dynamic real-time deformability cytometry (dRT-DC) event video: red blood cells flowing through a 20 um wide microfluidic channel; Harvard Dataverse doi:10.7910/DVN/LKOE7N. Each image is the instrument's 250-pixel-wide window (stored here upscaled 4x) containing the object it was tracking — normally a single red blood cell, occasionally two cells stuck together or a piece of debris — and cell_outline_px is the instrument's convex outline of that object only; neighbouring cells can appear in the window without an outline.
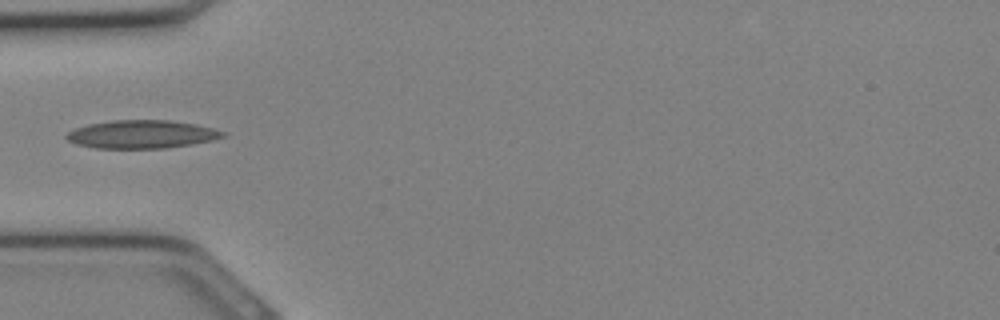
{"species": "Egyptian fruit bat (a non-hibernating species)", "species_latin": "Rousettus aegyptiacus", "temperature_condition": "cold", "stored_images_in_passage": 12, "camera_frame_rate_fps": 3000, "um_per_image_px": 0.085, "animal": {"sex": "female"}, "frame": {"image": 1, "passage_image": 1, "time_ms": 0.0, "image_size_px": [1000, 320], "cell_outline_px": [[228, 136], [212, 140], [164, 148], [96, 148], [76, 144], [68, 140], [64, 136], [68, 132], [76, 128], [88, 124], [112, 120], [168, 120], [196, 124], [212, 128], [224, 132]], "centroid_in_image_um": [12.03, 11.41], "position_along_channel_um": 73.0, "area_um2": 25.49}}
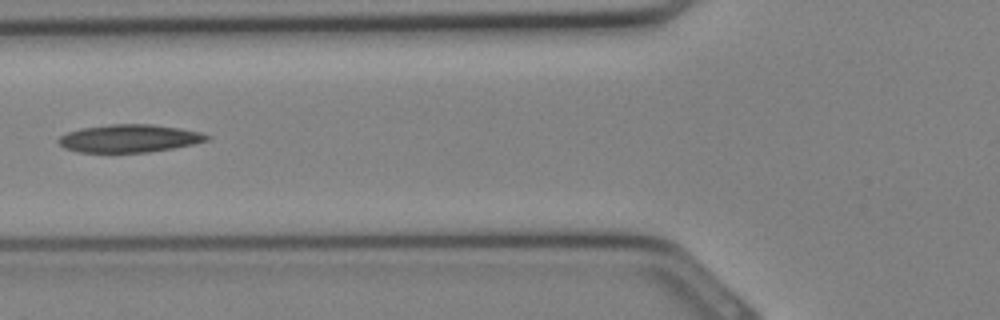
{"frame": {"image": 2, "passage_image": 3, "time_ms": 0.667, "image_size_px": [1000, 320], "cell_outline_px": [[212, 136], [208, 140], [192, 144], [172, 148], [148, 152], [76, 152], [64, 148], [56, 140], [60, 136], [68, 132], [80, 128], [112, 124], [152, 124], [180, 128], [200, 132]], "centroid_in_image_um": [10.97, 11.76], "position_along_channel_um": 114.8, "area_um2": 24.04}}
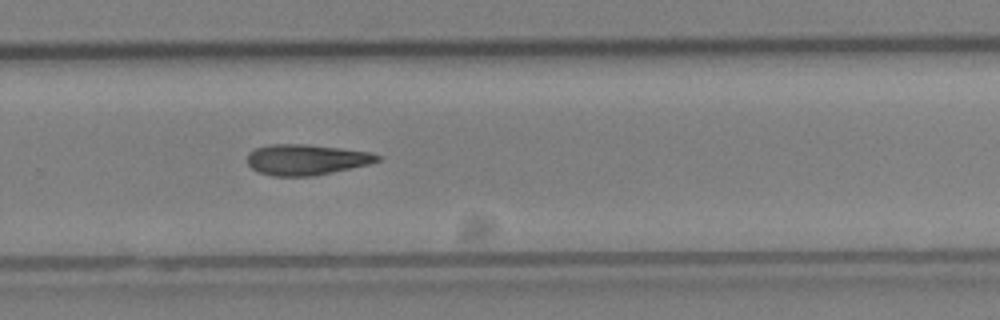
{"frame": {"image": 3, "passage_image": 12, "time_ms": 3.667, "image_size_px": [1000, 320], "cell_outline_px": [[380, 160], [368, 164], [332, 172], [312, 176], [272, 176], [260, 172], [252, 168], [248, 164], [248, 152], [256, 148], [268, 144], [308, 144], [340, 148], [368, 152], [380, 156]], "centroid_in_image_um": [25.99, 13.56], "position_along_channel_um": 303.8, "area_um2": 23.06}}